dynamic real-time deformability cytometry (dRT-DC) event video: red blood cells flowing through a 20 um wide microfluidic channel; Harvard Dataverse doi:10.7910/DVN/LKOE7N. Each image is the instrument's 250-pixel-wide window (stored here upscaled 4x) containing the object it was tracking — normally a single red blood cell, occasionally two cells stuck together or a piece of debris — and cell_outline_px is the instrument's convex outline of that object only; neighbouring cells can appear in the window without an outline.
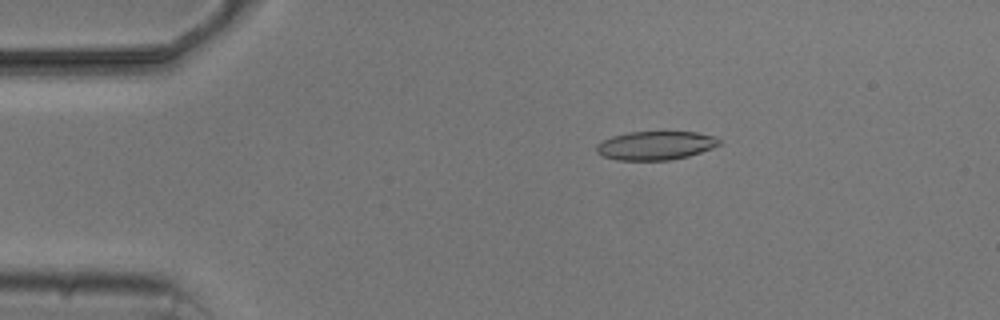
{"species": "common noctule bat (a hibernating species)", "species_latin": "Nyctalus noctula", "temperature_condition": "cold", "stored_images_in_passage": 3, "camera_frame_rate_fps": 3000, "um_per_image_px": 0.085, "animal": {"sex": "male", "body_mass_g": 20.5, "forearm_length_mm": 52.5}, "frame": {"image": 1, "passage_image": 3, "time_ms": 2.667, "image_size_px": [1000, 320], "cell_outline_px": [[720, 144], [712, 148], [688, 156], [672, 160], [616, 160], [604, 156], [596, 152], [596, 144], [612, 136], [628, 132], [696, 132], [716, 136], [720, 140]], "centroid_in_image_um": [55.72, 12.37], "position_along_channel_um": 29.3, "area_um2": 20.52}}